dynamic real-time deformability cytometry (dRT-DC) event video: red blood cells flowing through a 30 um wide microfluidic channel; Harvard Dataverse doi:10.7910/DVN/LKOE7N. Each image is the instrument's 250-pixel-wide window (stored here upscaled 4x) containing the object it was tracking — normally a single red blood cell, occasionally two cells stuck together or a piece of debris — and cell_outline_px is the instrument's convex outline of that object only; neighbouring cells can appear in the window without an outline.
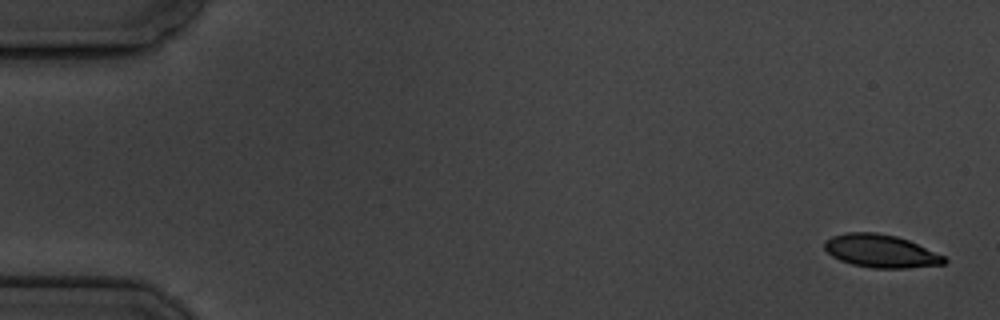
{"species": "common noctule bat (a hibernating species)", "species_latin": "Nyctalus noctula", "temperature_condition": "cold", "stored_images_in_passage": 7, "camera_frame_rate_fps": 3000, "um_per_image_px": 0.085, "animal": {"sex": "male", "body_mass_g": 19.5, "forearm_length_mm": 54.6}, "frame": {"image": 1, "passage_image": 1, "time_ms": 0.0, "image_size_px": [1000, 320], "cell_outline_px": [[948, 260], [944, 264], [908, 268], [872, 268], [852, 264], [840, 260], [832, 256], [824, 248], [824, 240], [832, 236], [844, 232], [876, 232], [896, 236], [908, 240], [944, 256]], "centroid_in_image_um": [74.84, 21.33], "position_along_channel_um": 10.2, "area_um2": 23.0}}
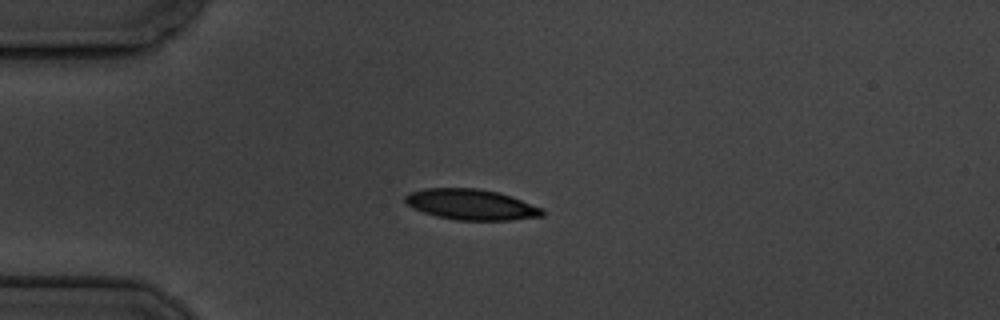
{"frame": {"image": 2, "passage_image": 4, "time_ms": 4.333, "image_size_px": [1000, 320], "cell_outline_px": [[544, 216], [512, 220], [456, 220], [436, 216], [424, 212], [408, 204], [404, 200], [404, 196], [408, 192], [424, 188], [480, 188], [512, 196], [544, 208]], "centroid_in_image_um": [40.08, 17.38], "position_along_channel_um": 44.9, "area_um2": 24.62}}